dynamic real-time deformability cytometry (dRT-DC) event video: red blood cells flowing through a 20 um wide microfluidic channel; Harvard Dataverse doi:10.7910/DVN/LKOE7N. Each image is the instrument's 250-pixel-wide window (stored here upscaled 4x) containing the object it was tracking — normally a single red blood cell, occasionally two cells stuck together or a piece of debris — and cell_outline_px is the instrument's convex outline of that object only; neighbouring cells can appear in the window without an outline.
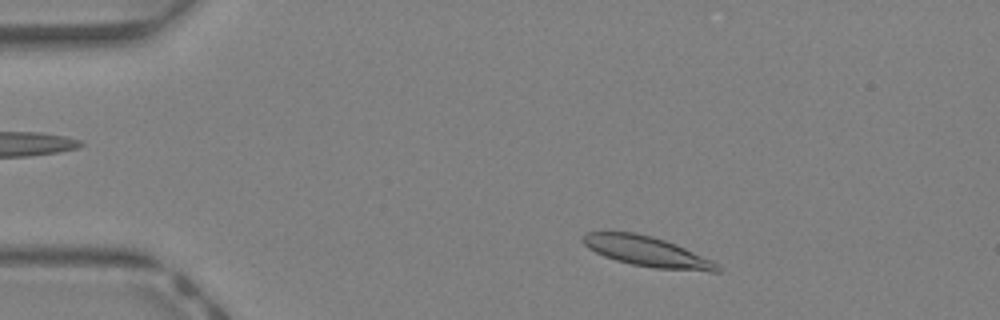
{"species": "Egyptian fruit bat (a non-hibernating species)", "species_latin": "Rousettus aegyptiacus", "temperature_condition": "warm", "stored_images_in_passage": 39, "camera_frame_rate_fps": 3000, "um_per_image_px": 0.085, "animal": {"sex": "female"}, "frame": {"image": 1, "passage_image": 4, "time_ms": 1.0, "image_size_px": [1000, 320], "cell_outline_px": [[724, 268], [720, 272], [712, 272], [652, 268], [632, 264], [616, 260], [604, 256], [588, 248], [580, 240], [584, 232], [636, 232], [652, 236], [676, 244], [712, 260], [720, 264]], "centroid_in_image_um": [55.04, 21.39], "position_along_channel_um": 30.0, "area_um2": 23.87}}
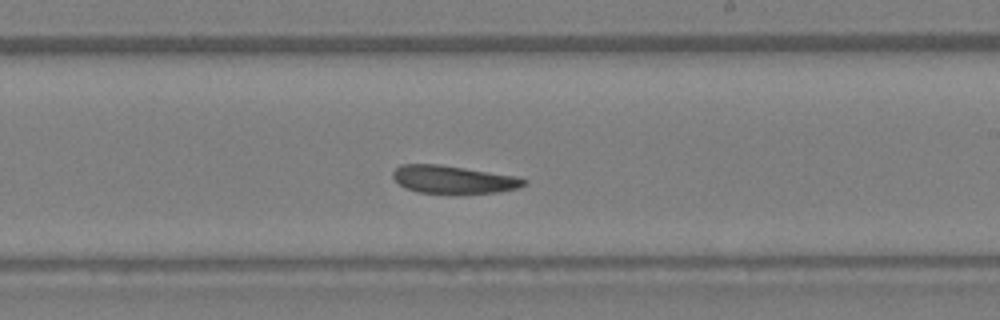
{"frame": {"image": 2, "passage_image": 22, "time_ms": 7.0, "image_size_px": [1000, 320], "cell_outline_px": [[528, 180], [520, 188], [496, 192], [420, 192], [404, 188], [392, 176], [392, 172], [400, 164], [436, 164], [464, 168], [516, 176]], "centroid_in_image_um": [38.51, 15.24], "position_along_channel_um": 250.5, "area_um2": 20.75}}
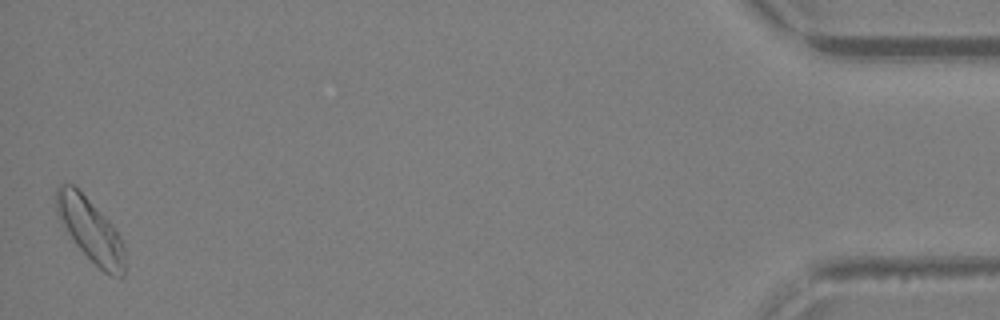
{"frame": {"image": 3, "passage_image": 39, "time_ms": 12.667, "image_size_px": [1000, 320], "cell_outline_px": [[124, 276], [112, 276], [104, 272], [76, 244], [60, 220], [56, 212], [56, 188], [60, 184], [72, 184], [104, 216], [120, 236], [124, 244]], "centroid_in_image_um": [7.69, 19.56], "position_along_channel_um": 427.5, "area_um2": 24.39}, "authors_computed_cell_mechanics": {"area_um2": 22.4264, "velocity_mm_per_s": 4.7306, "shape_relaxation_time_tau1_ms": 7.597, "shape_relaxation_time_tau2_ms": 4.4093, "deformation_change_tau1": 0.1902, "deformation_change_tau2": 0.1247}}